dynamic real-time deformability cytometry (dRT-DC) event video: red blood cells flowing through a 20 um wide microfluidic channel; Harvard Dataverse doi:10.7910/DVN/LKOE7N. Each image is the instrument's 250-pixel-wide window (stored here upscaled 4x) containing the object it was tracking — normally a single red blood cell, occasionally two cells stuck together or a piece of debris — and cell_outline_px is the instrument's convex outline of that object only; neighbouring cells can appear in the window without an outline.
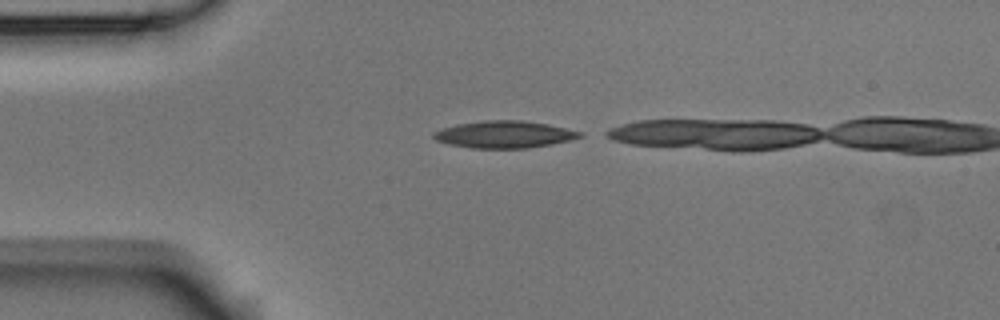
{"species": "Egyptian fruit bat (a non-hibernating species)", "species_latin": "Rousettus aegyptiacus", "temperature_condition": "room temperature", "stored_images_in_passage": 3, "camera_frame_rate_fps": 3000, "um_per_image_px": 0.085, "animal": {"sex": "male"}, "frame": {"image": 1, "passage_image": 1, "time_ms": 0.0, "image_size_px": [1000, 320], "cell_outline_px": [[584, 136], [572, 140], [552, 144], [528, 148], [472, 148], [448, 144], [436, 140], [432, 136], [432, 132], [440, 128], [456, 124], [484, 120], [524, 120], [548, 124], [584, 132]], "centroid_in_image_um": [42.88, 11.42], "position_along_channel_um": 42.1, "area_um2": 23.41}}